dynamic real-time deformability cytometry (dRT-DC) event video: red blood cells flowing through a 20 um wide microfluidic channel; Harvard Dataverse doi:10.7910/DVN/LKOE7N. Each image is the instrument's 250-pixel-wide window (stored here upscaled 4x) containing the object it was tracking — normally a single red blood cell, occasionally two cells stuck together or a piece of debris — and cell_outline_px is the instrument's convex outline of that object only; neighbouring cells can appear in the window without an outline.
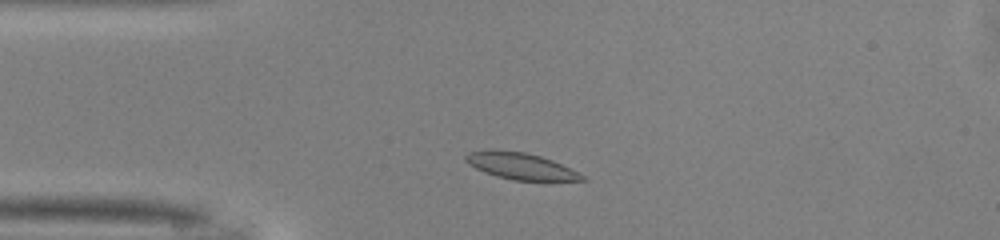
{"species": "common noctule bat (a hibernating species)", "species_latin": "Nyctalus noctula", "temperature_condition": "warm", "stored_images_in_passage": 43, "camera_frame_rate_fps": 3000, "um_per_image_px": 0.085, "animal": {"sex": "male", "body_mass_g": 13.0, "forearm_length_mm": 53.1}, "frame": {"image": 1, "passage_image": 5, "time_ms": 1.333, "image_size_px": [1000, 240], "cell_outline_px": [[588, 180], [512, 180], [496, 176], [484, 172], [468, 164], [464, 160], [464, 156], [468, 152], [488, 148], [492, 148], [528, 152], [552, 160], [584, 176]], "centroid_in_image_um": [44.14, 14.08], "position_along_channel_um": 40.9, "area_um2": 18.15}}
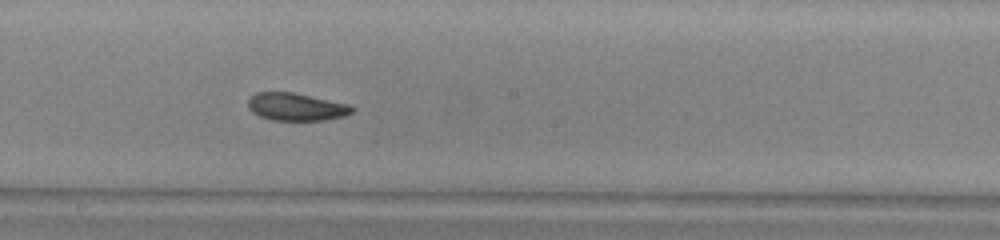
{"frame": {"image": 2, "passage_image": 20, "time_ms": 6.333, "image_size_px": [1000, 240], "cell_outline_px": [[356, 108], [352, 112], [344, 116], [324, 120], [272, 120], [260, 116], [252, 112], [248, 108], [248, 100], [256, 92], [292, 92], [348, 104]], "centroid_in_image_um": [25.17, 9.08], "position_along_channel_um": 223.0, "area_um2": 16.65}}
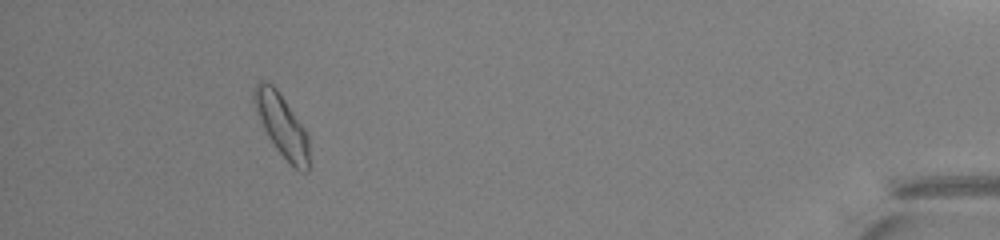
{"frame": {"image": 3, "passage_image": 39, "time_ms": 12.667, "image_size_px": [1000, 240], "cell_outline_px": [[308, 172], [300, 172], [276, 148], [268, 136], [256, 112], [252, 100], [252, 96], [256, 84], [260, 80], [264, 80], [272, 84], [276, 88], [308, 132]], "centroid_in_image_um": [23.94, 10.61], "position_along_channel_um": 411.3, "area_um2": 19.77}, "authors_computed_cell_mechanics": {"area_um2": 17.8602, "velocity_mm_per_s": 4.0789, "shape_relaxation_time_tau1_ms": 6.5422, "shape_relaxation_time_tau2_ms": 2.9796, "deformation_change_tau1": 0.142, "deformation_change_tau2": 0.0791}}